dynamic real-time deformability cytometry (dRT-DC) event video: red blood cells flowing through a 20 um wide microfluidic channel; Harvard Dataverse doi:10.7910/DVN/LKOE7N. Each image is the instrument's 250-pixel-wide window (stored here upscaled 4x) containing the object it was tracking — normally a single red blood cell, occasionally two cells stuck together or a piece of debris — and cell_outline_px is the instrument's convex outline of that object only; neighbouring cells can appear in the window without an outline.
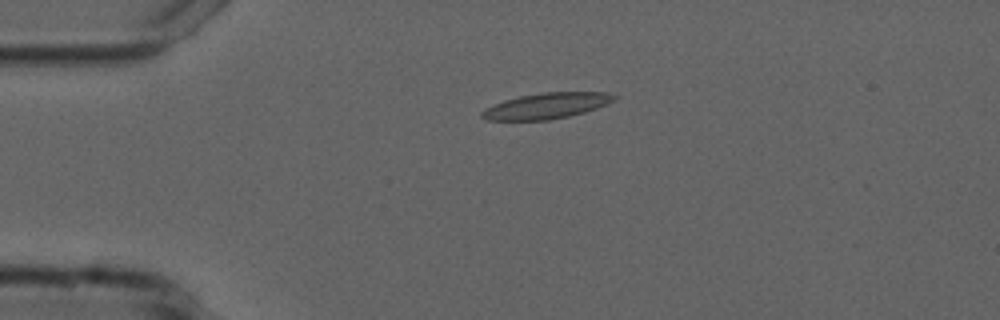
{"species": "common noctule bat (a hibernating species)", "species_latin": "Nyctalus noctula", "temperature_condition": "cold", "stored_images_in_passage": 44, "camera_frame_rate_fps": 3000, "um_per_image_px": 0.085, "animal": {"sex": "male", "forearm_length_mm": 52.5}, "frame": {"image": 1, "passage_image": 2, "time_ms": 0.333, "image_size_px": [1000, 320], "cell_outline_px": [[620, 96], [616, 100], [608, 104], [584, 112], [568, 116], [548, 120], [488, 120], [480, 116], [480, 112], [484, 108], [504, 100], [520, 96], [540, 92], [608, 92]], "centroid_in_image_um": [46.48, 8.98], "position_along_channel_um": 38.5, "area_um2": 20.06}}
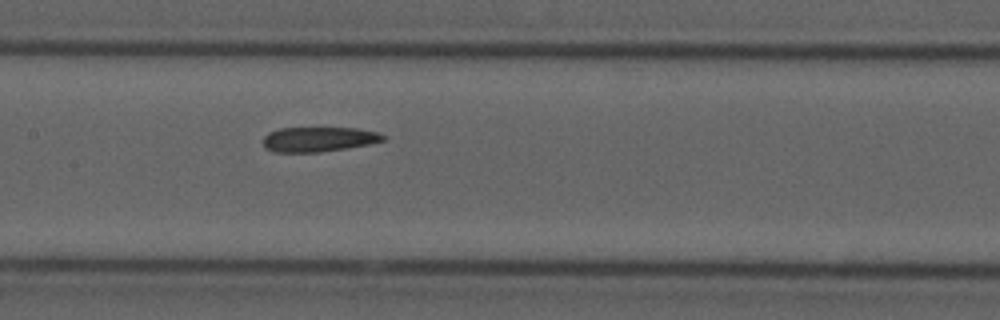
{"frame": {"image": 2, "passage_image": 16, "time_ms": 5.0, "image_size_px": [1000, 320], "cell_outline_px": [[388, 136], [384, 140], [368, 144], [320, 152], [272, 152], [264, 148], [264, 136], [268, 132], [280, 128], [356, 128], [380, 132]], "centroid_in_image_um": [27.08, 11.83], "position_along_channel_um": 180.3, "area_um2": 17.4}}
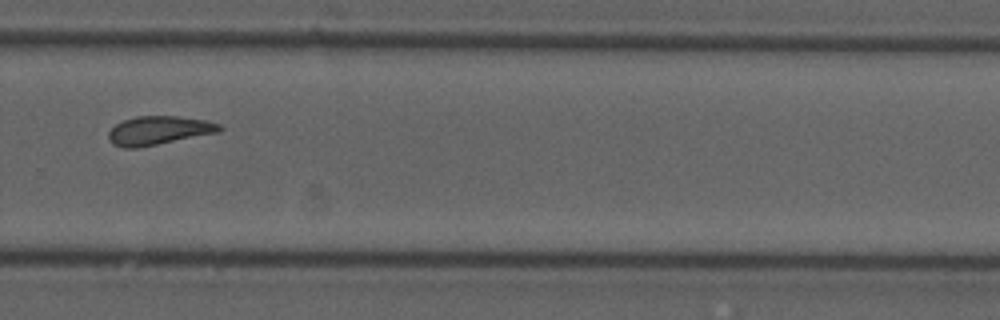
{"frame": {"image": 3, "passage_image": 27, "time_ms": 8.667, "image_size_px": [1000, 320], "cell_outline_px": [[224, 128], [220, 132], [136, 148], [124, 148], [112, 144], [108, 140], [108, 132], [116, 124], [124, 120], [136, 116], [176, 116], [208, 120], [220, 124]], "centroid_in_image_um": [13.5, 11.08], "position_along_channel_um": 316.3, "area_um2": 18.61}, "authors_computed_cell_mechanics": {"area_um2": 18.7272, "velocity_mm_per_s": 3.7171, "shape_relaxation_time_tau1_ms": null, "shape_relaxation_time_tau2_ms": 4.9639, "deformation_change_tau1": null, "deformation_change_tau2": 0.1308}}